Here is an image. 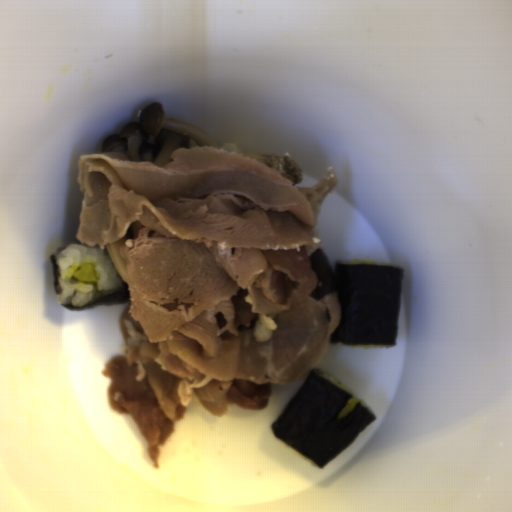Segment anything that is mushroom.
<instances>
[{"label": "mushroom", "mask_w": 512, "mask_h": 512, "mask_svg": "<svg viewBox=\"0 0 512 512\" xmlns=\"http://www.w3.org/2000/svg\"><path fill=\"white\" fill-rule=\"evenodd\" d=\"M310 263L318 278L312 295L319 302L332 291H337L334 286V272L325 252L320 248L310 255Z\"/></svg>", "instance_id": "983e1aa8"}]
</instances>
